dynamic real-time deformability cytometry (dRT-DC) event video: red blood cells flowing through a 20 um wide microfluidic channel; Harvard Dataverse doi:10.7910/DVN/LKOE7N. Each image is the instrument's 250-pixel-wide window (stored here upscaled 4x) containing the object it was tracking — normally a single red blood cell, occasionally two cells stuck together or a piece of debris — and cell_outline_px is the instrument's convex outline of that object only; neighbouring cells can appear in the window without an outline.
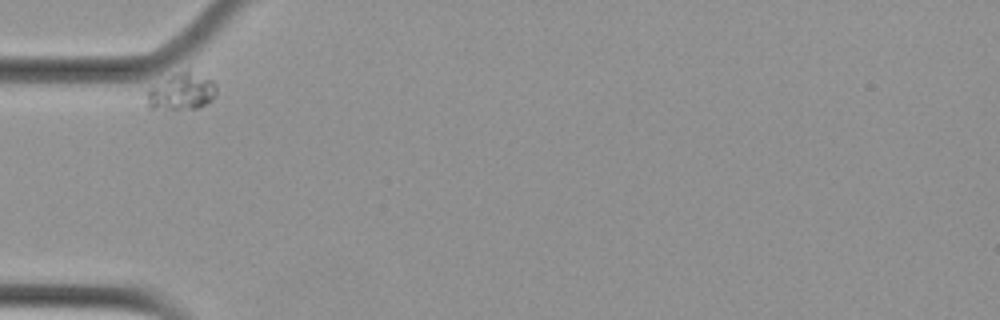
{"species": "Egyptian fruit bat (a non-hibernating species)", "species_latin": "Rousettus aegyptiacus", "temperature_condition": "cold", "stored_images_in_passage": 2, "camera_frame_rate_fps": 3000, "um_per_image_px": 0.085, "animal": {"sex": "female"}, "frame": {"image": 1, "passage_image": 1, "time_ms": 0.0, "image_size_px": [1000, 320], "cell_outline_px": [[216, 92], [212, 100], [196, 108], [148, 108], [144, 92], [188, 64], [212, 80], [216, 84]], "centroid_in_image_um": [15.45, 7.68], "position_along_channel_um": 69.5, "area_um2": 15.49}}